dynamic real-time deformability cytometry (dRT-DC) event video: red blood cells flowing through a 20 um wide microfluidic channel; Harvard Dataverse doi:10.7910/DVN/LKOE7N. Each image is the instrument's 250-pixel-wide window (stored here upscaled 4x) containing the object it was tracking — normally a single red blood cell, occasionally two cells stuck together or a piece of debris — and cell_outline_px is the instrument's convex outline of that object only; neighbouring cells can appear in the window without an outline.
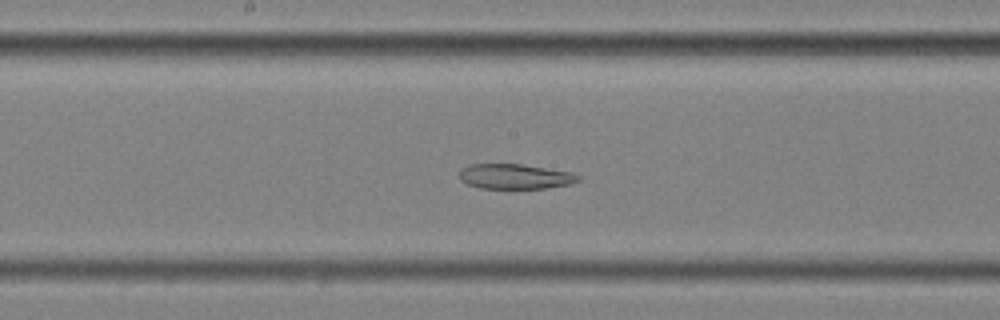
{"species": "common noctule bat (a hibernating species)", "species_latin": "Nyctalus noctula", "temperature_condition": "cold", "stored_images_in_passage": 41, "camera_frame_rate_fps": 3000, "um_per_image_px": 0.085, "animal": {"sex": "female", "body_mass_g": 25.1}, "frame": {"image": 1, "passage_image": 14, "time_ms": 4.333, "image_size_px": [1000, 320], "cell_outline_px": [[580, 180], [568, 184], [544, 188], [480, 188], [468, 184], [460, 180], [460, 172], [468, 164], [520, 164], [572, 172], [580, 176]], "centroid_in_image_um": [43.77, 14.99], "position_along_channel_um": 204.4, "area_um2": 17.11}}
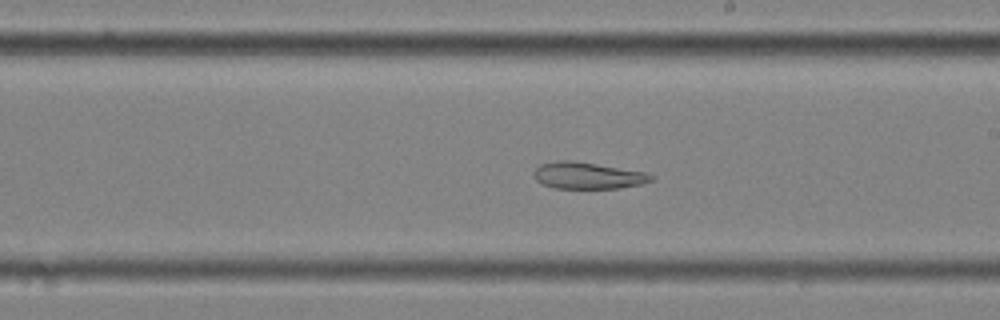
{"frame": {"image": 2, "passage_image": 17, "time_ms": 5.333, "image_size_px": [1000, 320], "cell_outline_px": [[656, 176], [652, 180], [640, 184], [620, 188], [556, 188], [544, 184], [536, 180], [532, 176], [532, 172], [540, 164], [556, 160], [568, 160], [596, 164], [644, 172]], "centroid_in_image_um": [49.92, 14.92], "position_along_channel_um": 239.1, "area_um2": 18.09}}
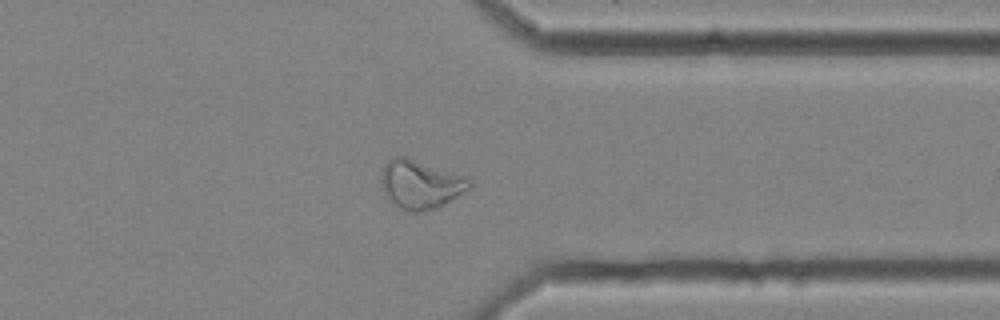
{"frame": {"image": 3, "passage_image": 29, "time_ms": 9.333, "image_size_px": [1000, 320], "cell_outline_px": [[472, 188], [444, 204], [436, 208], [416, 212], [412, 212], [400, 208], [384, 192], [380, 180], [384, 164], [392, 156], [408, 156], [464, 176], [472, 184]], "centroid_in_image_um": [35.74, 15.64], "position_along_channel_um": 375.7, "area_um2": 24.91}}